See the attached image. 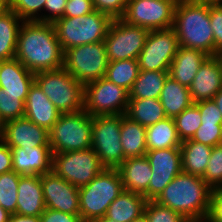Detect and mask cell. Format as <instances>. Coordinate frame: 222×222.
<instances>
[{"instance_id":"obj_1","label":"cell","mask_w":222,"mask_h":222,"mask_svg":"<svg viewBox=\"0 0 222 222\" xmlns=\"http://www.w3.org/2000/svg\"><path fill=\"white\" fill-rule=\"evenodd\" d=\"M64 52L53 23L23 21L18 31L15 58L38 73L63 68Z\"/></svg>"},{"instance_id":"obj_2","label":"cell","mask_w":222,"mask_h":222,"mask_svg":"<svg viewBox=\"0 0 222 222\" xmlns=\"http://www.w3.org/2000/svg\"><path fill=\"white\" fill-rule=\"evenodd\" d=\"M212 190L202 177L181 172L154 201L185 218L207 219Z\"/></svg>"},{"instance_id":"obj_3","label":"cell","mask_w":222,"mask_h":222,"mask_svg":"<svg viewBox=\"0 0 222 222\" xmlns=\"http://www.w3.org/2000/svg\"><path fill=\"white\" fill-rule=\"evenodd\" d=\"M173 29L178 45L214 56V37L210 26L209 4L194 0H178Z\"/></svg>"},{"instance_id":"obj_4","label":"cell","mask_w":222,"mask_h":222,"mask_svg":"<svg viewBox=\"0 0 222 222\" xmlns=\"http://www.w3.org/2000/svg\"><path fill=\"white\" fill-rule=\"evenodd\" d=\"M113 18L97 10L90 14L62 17L53 25L64 52L75 46L104 41Z\"/></svg>"},{"instance_id":"obj_5","label":"cell","mask_w":222,"mask_h":222,"mask_svg":"<svg viewBox=\"0 0 222 222\" xmlns=\"http://www.w3.org/2000/svg\"><path fill=\"white\" fill-rule=\"evenodd\" d=\"M124 187L117 169L105 168L87 185L79 188L80 216L84 222L105 216L109 205Z\"/></svg>"},{"instance_id":"obj_6","label":"cell","mask_w":222,"mask_h":222,"mask_svg":"<svg viewBox=\"0 0 222 222\" xmlns=\"http://www.w3.org/2000/svg\"><path fill=\"white\" fill-rule=\"evenodd\" d=\"M35 82L61 114L84 110V85L64 67L35 73Z\"/></svg>"},{"instance_id":"obj_7","label":"cell","mask_w":222,"mask_h":222,"mask_svg":"<svg viewBox=\"0 0 222 222\" xmlns=\"http://www.w3.org/2000/svg\"><path fill=\"white\" fill-rule=\"evenodd\" d=\"M92 116L84 110L60 114L49 130L53 154L85 150L92 147Z\"/></svg>"},{"instance_id":"obj_8","label":"cell","mask_w":222,"mask_h":222,"mask_svg":"<svg viewBox=\"0 0 222 222\" xmlns=\"http://www.w3.org/2000/svg\"><path fill=\"white\" fill-rule=\"evenodd\" d=\"M108 63L104 41L64 51L63 67L82 85L104 78Z\"/></svg>"},{"instance_id":"obj_9","label":"cell","mask_w":222,"mask_h":222,"mask_svg":"<svg viewBox=\"0 0 222 222\" xmlns=\"http://www.w3.org/2000/svg\"><path fill=\"white\" fill-rule=\"evenodd\" d=\"M124 115L92 116V149L101 164L108 169H117L124 161L121 144V118Z\"/></svg>"},{"instance_id":"obj_10","label":"cell","mask_w":222,"mask_h":222,"mask_svg":"<svg viewBox=\"0 0 222 222\" xmlns=\"http://www.w3.org/2000/svg\"><path fill=\"white\" fill-rule=\"evenodd\" d=\"M105 167L92 148L52 154V171L72 185H87Z\"/></svg>"},{"instance_id":"obj_11","label":"cell","mask_w":222,"mask_h":222,"mask_svg":"<svg viewBox=\"0 0 222 222\" xmlns=\"http://www.w3.org/2000/svg\"><path fill=\"white\" fill-rule=\"evenodd\" d=\"M129 91L106 78L84 85V111L91 116L126 115Z\"/></svg>"},{"instance_id":"obj_12","label":"cell","mask_w":222,"mask_h":222,"mask_svg":"<svg viewBox=\"0 0 222 222\" xmlns=\"http://www.w3.org/2000/svg\"><path fill=\"white\" fill-rule=\"evenodd\" d=\"M178 0H128L120 18L125 23L149 31L173 28Z\"/></svg>"},{"instance_id":"obj_13","label":"cell","mask_w":222,"mask_h":222,"mask_svg":"<svg viewBox=\"0 0 222 222\" xmlns=\"http://www.w3.org/2000/svg\"><path fill=\"white\" fill-rule=\"evenodd\" d=\"M149 30L132 26L122 19H113L104 39L109 62L137 59L141 53Z\"/></svg>"},{"instance_id":"obj_14","label":"cell","mask_w":222,"mask_h":222,"mask_svg":"<svg viewBox=\"0 0 222 222\" xmlns=\"http://www.w3.org/2000/svg\"><path fill=\"white\" fill-rule=\"evenodd\" d=\"M178 47V38L173 28L149 31L137 58L140 70L169 71Z\"/></svg>"},{"instance_id":"obj_15","label":"cell","mask_w":222,"mask_h":222,"mask_svg":"<svg viewBox=\"0 0 222 222\" xmlns=\"http://www.w3.org/2000/svg\"><path fill=\"white\" fill-rule=\"evenodd\" d=\"M151 166L147 201L155 200L164 188L182 172L180 148L148 150L145 154Z\"/></svg>"},{"instance_id":"obj_16","label":"cell","mask_w":222,"mask_h":222,"mask_svg":"<svg viewBox=\"0 0 222 222\" xmlns=\"http://www.w3.org/2000/svg\"><path fill=\"white\" fill-rule=\"evenodd\" d=\"M46 208L80 214L79 188L53 171L40 175Z\"/></svg>"},{"instance_id":"obj_17","label":"cell","mask_w":222,"mask_h":222,"mask_svg":"<svg viewBox=\"0 0 222 222\" xmlns=\"http://www.w3.org/2000/svg\"><path fill=\"white\" fill-rule=\"evenodd\" d=\"M0 138L10 148L50 146L49 131L26 117L5 122L0 126Z\"/></svg>"},{"instance_id":"obj_18","label":"cell","mask_w":222,"mask_h":222,"mask_svg":"<svg viewBox=\"0 0 222 222\" xmlns=\"http://www.w3.org/2000/svg\"><path fill=\"white\" fill-rule=\"evenodd\" d=\"M222 88V62L219 57L209 56L196 73L189 86L193 103L211 100Z\"/></svg>"},{"instance_id":"obj_19","label":"cell","mask_w":222,"mask_h":222,"mask_svg":"<svg viewBox=\"0 0 222 222\" xmlns=\"http://www.w3.org/2000/svg\"><path fill=\"white\" fill-rule=\"evenodd\" d=\"M12 171L24 175H42L52 171L50 146H35L29 149L11 148Z\"/></svg>"},{"instance_id":"obj_20","label":"cell","mask_w":222,"mask_h":222,"mask_svg":"<svg viewBox=\"0 0 222 222\" xmlns=\"http://www.w3.org/2000/svg\"><path fill=\"white\" fill-rule=\"evenodd\" d=\"M46 210L40 175L20 176L16 214L40 216Z\"/></svg>"},{"instance_id":"obj_21","label":"cell","mask_w":222,"mask_h":222,"mask_svg":"<svg viewBox=\"0 0 222 222\" xmlns=\"http://www.w3.org/2000/svg\"><path fill=\"white\" fill-rule=\"evenodd\" d=\"M60 114L61 113L34 81L29 88L25 101L24 117L49 131L57 122Z\"/></svg>"},{"instance_id":"obj_22","label":"cell","mask_w":222,"mask_h":222,"mask_svg":"<svg viewBox=\"0 0 222 222\" xmlns=\"http://www.w3.org/2000/svg\"><path fill=\"white\" fill-rule=\"evenodd\" d=\"M117 170L124 190L143 195L147 200V189L152 171L146 156L127 158Z\"/></svg>"},{"instance_id":"obj_23","label":"cell","mask_w":222,"mask_h":222,"mask_svg":"<svg viewBox=\"0 0 222 222\" xmlns=\"http://www.w3.org/2000/svg\"><path fill=\"white\" fill-rule=\"evenodd\" d=\"M34 81L35 73L25 68L16 58L0 61V88L4 93L21 94V100L25 102Z\"/></svg>"},{"instance_id":"obj_24","label":"cell","mask_w":222,"mask_h":222,"mask_svg":"<svg viewBox=\"0 0 222 222\" xmlns=\"http://www.w3.org/2000/svg\"><path fill=\"white\" fill-rule=\"evenodd\" d=\"M208 57L209 55L200 50L179 46L171 63L169 76L179 84L189 87Z\"/></svg>"},{"instance_id":"obj_25","label":"cell","mask_w":222,"mask_h":222,"mask_svg":"<svg viewBox=\"0 0 222 222\" xmlns=\"http://www.w3.org/2000/svg\"><path fill=\"white\" fill-rule=\"evenodd\" d=\"M146 203L143 195L124 190L109 205L105 216L117 222H131L144 215Z\"/></svg>"},{"instance_id":"obj_26","label":"cell","mask_w":222,"mask_h":222,"mask_svg":"<svg viewBox=\"0 0 222 222\" xmlns=\"http://www.w3.org/2000/svg\"><path fill=\"white\" fill-rule=\"evenodd\" d=\"M159 99L168 118L176 117L193 104L189 87L179 84L170 76L166 78Z\"/></svg>"},{"instance_id":"obj_27","label":"cell","mask_w":222,"mask_h":222,"mask_svg":"<svg viewBox=\"0 0 222 222\" xmlns=\"http://www.w3.org/2000/svg\"><path fill=\"white\" fill-rule=\"evenodd\" d=\"M212 148L191 139L183 141L180 145L182 172L203 177Z\"/></svg>"},{"instance_id":"obj_28","label":"cell","mask_w":222,"mask_h":222,"mask_svg":"<svg viewBox=\"0 0 222 222\" xmlns=\"http://www.w3.org/2000/svg\"><path fill=\"white\" fill-rule=\"evenodd\" d=\"M121 144L124 160L131 157L144 156L147 152L146 127L132 121L124 115L121 118Z\"/></svg>"},{"instance_id":"obj_29","label":"cell","mask_w":222,"mask_h":222,"mask_svg":"<svg viewBox=\"0 0 222 222\" xmlns=\"http://www.w3.org/2000/svg\"><path fill=\"white\" fill-rule=\"evenodd\" d=\"M181 143L173 118L166 117L146 127L147 151L180 148Z\"/></svg>"},{"instance_id":"obj_30","label":"cell","mask_w":222,"mask_h":222,"mask_svg":"<svg viewBox=\"0 0 222 222\" xmlns=\"http://www.w3.org/2000/svg\"><path fill=\"white\" fill-rule=\"evenodd\" d=\"M169 71L140 70L129 91V99H159Z\"/></svg>"},{"instance_id":"obj_31","label":"cell","mask_w":222,"mask_h":222,"mask_svg":"<svg viewBox=\"0 0 222 222\" xmlns=\"http://www.w3.org/2000/svg\"><path fill=\"white\" fill-rule=\"evenodd\" d=\"M126 116L142 126L156 124L166 118L160 99H129Z\"/></svg>"},{"instance_id":"obj_32","label":"cell","mask_w":222,"mask_h":222,"mask_svg":"<svg viewBox=\"0 0 222 222\" xmlns=\"http://www.w3.org/2000/svg\"><path fill=\"white\" fill-rule=\"evenodd\" d=\"M20 22L23 20L12 10L0 16V61L15 58Z\"/></svg>"},{"instance_id":"obj_33","label":"cell","mask_w":222,"mask_h":222,"mask_svg":"<svg viewBox=\"0 0 222 222\" xmlns=\"http://www.w3.org/2000/svg\"><path fill=\"white\" fill-rule=\"evenodd\" d=\"M139 72L137 59L112 61L108 63L104 78L130 91Z\"/></svg>"},{"instance_id":"obj_34","label":"cell","mask_w":222,"mask_h":222,"mask_svg":"<svg viewBox=\"0 0 222 222\" xmlns=\"http://www.w3.org/2000/svg\"><path fill=\"white\" fill-rule=\"evenodd\" d=\"M181 142L192 139L202 124L199 108L195 103L173 118Z\"/></svg>"},{"instance_id":"obj_35","label":"cell","mask_w":222,"mask_h":222,"mask_svg":"<svg viewBox=\"0 0 222 222\" xmlns=\"http://www.w3.org/2000/svg\"><path fill=\"white\" fill-rule=\"evenodd\" d=\"M20 176L14 171L0 174V206L10 214L16 213Z\"/></svg>"},{"instance_id":"obj_36","label":"cell","mask_w":222,"mask_h":222,"mask_svg":"<svg viewBox=\"0 0 222 222\" xmlns=\"http://www.w3.org/2000/svg\"><path fill=\"white\" fill-rule=\"evenodd\" d=\"M25 102L21 94L4 93L0 88V126L5 122L24 117Z\"/></svg>"},{"instance_id":"obj_37","label":"cell","mask_w":222,"mask_h":222,"mask_svg":"<svg viewBox=\"0 0 222 222\" xmlns=\"http://www.w3.org/2000/svg\"><path fill=\"white\" fill-rule=\"evenodd\" d=\"M144 216L147 222H183L186 219L180 213L160 205L154 200L147 201Z\"/></svg>"},{"instance_id":"obj_38","label":"cell","mask_w":222,"mask_h":222,"mask_svg":"<svg viewBox=\"0 0 222 222\" xmlns=\"http://www.w3.org/2000/svg\"><path fill=\"white\" fill-rule=\"evenodd\" d=\"M212 188H222V146H214L207 164V170L202 177Z\"/></svg>"},{"instance_id":"obj_39","label":"cell","mask_w":222,"mask_h":222,"mask_svg":"<svg viewBox=\"0 0 222 222\" xmlns=\"http://www.w3.org/2000/svg\"><path fill=\"white\" fill-rule=\"evenodd\" d=\"M46 0H9L10 10L14 11L23 21H39V13ZM38 14V15H37Z\"/></svg>"},{"instance_id":"obj_40","label":"cell","mask_w":222,"mask_h":222,"mask_svg":"<svg viewBox=\"0 0 222 222\" xmlns=\"http://www.w3.org/2000/svg\"><path fill=\"white\" fill-rule=\"evenodd\" d=\"M222 124L202 123L191 140L210 147L221 144Z\"/></svg>"},{"instance_id":"obj_41","label":"cell","mask_w":222,"mask_h":222,"mask_svg":"<svg viewBox=\"0 0 222 222\" xmlns=\"http://www.w3.org/2000/svg\"><path fill=\"white\" fill-rule=\"evenodd\" d=\"M210 26L214 37V56L222 51V3L209 4Z\"/></svg>"},{"instance_id":"obj_42","label":"cell","mask_w":222,"mask_h":222,"mask_svg":"<svg viewBox=\"0 0 222 222\" xmlns=\"http://www.w3.org/2000/svg\"><path fill=\"white\" fill-rule=\"evenodd\" d=\"M128 0H93L94 9L103 12L113 19L123 16Z\"/></svg>"},{"instance_id":"obj_43","label":"cell","mask_w":222,"mask_h":222,"mask_svg":"<svg viewBox=\"0 0 222 222\" xmlns=\"http://www.w3.org/2000/svg\"><path fill=\"white\" fill-rule=\"evenodd\" d=\"M195 104L199 108L202 123L222 124V114L212 99Z\"/></svg>"},{"instance_id":"obj_44","label":"cell","mask_w":222,"mask_h":222,"mask_svg":"<svg viewBox=\"0 0 222 222\" xmlns=\"http://www.w3.org/2000/svg\"><path fill=\"white\" fill-rule=\"evenodd\" d=\"M68 0H46L44 10L50 14L39 16L40 22L54 23L64 16L66 3Z\"/></svg>"},{"instance_id":"obj_45","label":"cell","mask_w":222,"mask_h":222,"mask_svg":"<svg viewBox=\"0 0 222 222\" xmlns=\"http://www.w3.org/2000/svg\"><path fill=\"white\" fill-rule=\"evenodd\" d=\"M95 11L93 0H68L63 17L87 15Z\"/></svg>"},{"instance_id":"obj_46","label":"cell","mask_w":222,"mask_h":222,"mask_svg":"<svg viewBox=\"0 0 222 222\" xmlns=\"http://www.w3.org/2000/svg\"><path fill=\"white\" fill-rule=\"evenodd\" d=\"M40 222H84L80 214H69L48 209L40 215Z\"/></svg>"},{"instance_id":"obj_47","label":"cell","mask_w":222,"mask_h":222,"mask_svg":"<svg viewBox=\"0 0 222 222\" xmlns=\"http://www.w3.org/2000/svg\"><path fill=\"white\" fill-rule=\"evenodd\" d=\"M207 222H222V188L212 190Z\"/></svg>"},{"instance_id":"obj_48","label":"cell","mask_w":222,"mask_h":222,"mask_svg":"<svg viewBox=\"0 0 222 222\" xmlns=\"http://www.w3.org/2000/svg\"><path fill=\"white\" fill-rule=\"evenodd\" d=\"M12 171L11 148L0 138V174Z\"/></svg>"},{"instance_id":"obj_49","label":"cell","mask_w":222,"mask_h":222,"mask_svg":"<svg viewBox=\"0 0 222 222\" xmlns=\"http://www.w3.org/2000/svg\"><path fill=\"white\" fill-rule=\"evenodd\" d=\"M8 222H40V216L10 214Z\"/></svg>"},{"instance_id":"obj_50","label":"cell","mask_w":222,"mask_h":222,"mask_svg":"<svg viewBox=\"0 0 222 222\" xmlns=\"http://www.w3.org/2000/svg\"><path fill=\"white\" fill-rule=\"evenodd\" d=\"M10 10L9 0H0V16Z\"/></svg>"},{"instance_id":"obj_51","label":"cell","mask_w":222,"mask_h":222,"mask_svg":"<svg viewBox=\"0 0 222 222\" xmlns=\"http://www.w3.org/2000/svg\"><path fill=\"white\" fill-rule=\"evenodd\" d=\"M216 104L218 109L220 110L221 114H222V88L220 89V91L214 96V98L212 99Z\"/></svg>"},{"instance_id":"obj_52","label":"cell","mask_w":222,"mask_h":222,"mask_svg":"<svg viewBox=\"0 0 222 222\" xmlns=\"http://www.w3.org/2000/svg\"><path fill=\"white\" fill-rule=\"evenodd\" d=\"M10 213L0 206V222H8Z\"/></svg>"},{"instance_id":"obj_53","label":"cell","mask_w":222,"mask_h":222,"mask_svg":"<svg viewBox=\"0 0 222 222\" xmlns=\"http://www.w3.org/2000/svg\"><path fill=\"white\" fill-rule=\"evenodd\" d=\"M92 222H117L114 219L107 218L106 216L94 219Z\"/></svg>"},{"instance_id":"obj_54","label":"cell","mask_w":222,"mask_h":222,"mask_svg":"<svg viewBox=\"0 0 222 222\" xmlns=\"http://www.w3.org/2000/svg\"><path fill=\"white\" fill-rule=\"evenodd\" d=\"M183 222H207V219H202V218H186Z\"/></svg>"},{"instance_id":"obj_55","label":"cell","mask_w":222,"mask_h":222,"mask_svg":"<svg viewBox=\"0 0 222 222\" xmlns=\"http://www.w3.org/2000/svg\"><path fill=\"white\" fill-rule=\"evenodd\" d=\"M201 3H208V4H218L222 3V0H194Z\"/></svg>"},{"instance_id":"obj_56","label":"cell","mask_w":222,"mask_h":222,"mask_svg":"<svg viewBox=\"0 0 222 222\" xmlns=\"http://www.w3.org/2000/svg\"><path fill=\"white\" fill-rule=\"evenodd\" d=\"M131 222H147V220H146L145 216L143 215L137 219L132 220Z\"/></svg>"},{"instance_id":"obj_57","label":"cell","mask_w":222,"mask_h":222,"mask_svg":"<svg viewBox=\"0 0 222 222\" xmlns=\"http://www.w3.org/2000/svg\"><path fill=\"white\" fill-rule=\"evenodd\" d=\"M220 59V61L222 62V51L217 55Z\"/></svg>"}]
</instances>
